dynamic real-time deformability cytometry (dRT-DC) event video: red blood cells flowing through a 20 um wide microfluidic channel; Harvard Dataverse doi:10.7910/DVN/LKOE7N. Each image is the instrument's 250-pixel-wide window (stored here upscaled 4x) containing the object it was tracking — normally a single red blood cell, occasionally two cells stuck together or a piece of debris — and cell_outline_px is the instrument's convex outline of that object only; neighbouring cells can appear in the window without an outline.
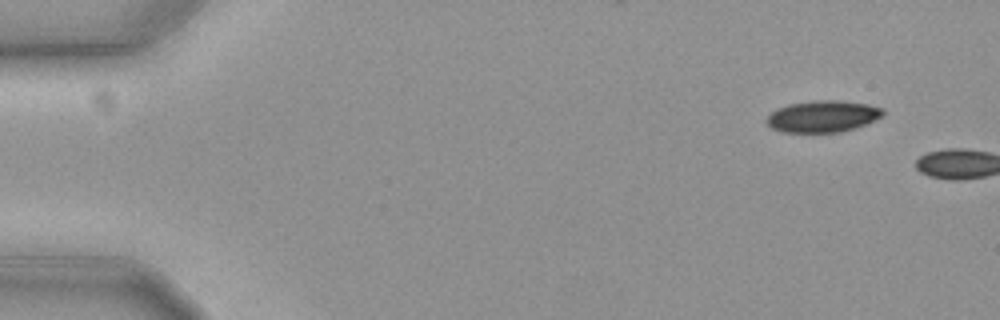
{"species": "common noctule bat (a hibernating species)", "species_latin": "Nyctalus noctula", "temperature_condition": "cold", "stored_images_in_passage": 3, "camera_frame_rate_fps": 3000, "um_per_image_px": 0.085, "animal": {"sex": "female", "body_mass_g": 19.3, "forearm_length_mm": 54.1}, "frame": {"image": 1, "passage_image": 1, "time_ms": 0.0, "image_size_px": [1000, 320], "cell_outline_px": [[884, 112], [880, 116], [864, 124], [840, 132], [784, 132], [772, 128], [764, 120], [772, 112], [788, 104], [816, 100], [836, 100], [868, 104], [884, 108]], "centroid_in_image_um": [69.91, 9.88], "position_along_channel_um": 15.1, "area_um2": 21.1}}